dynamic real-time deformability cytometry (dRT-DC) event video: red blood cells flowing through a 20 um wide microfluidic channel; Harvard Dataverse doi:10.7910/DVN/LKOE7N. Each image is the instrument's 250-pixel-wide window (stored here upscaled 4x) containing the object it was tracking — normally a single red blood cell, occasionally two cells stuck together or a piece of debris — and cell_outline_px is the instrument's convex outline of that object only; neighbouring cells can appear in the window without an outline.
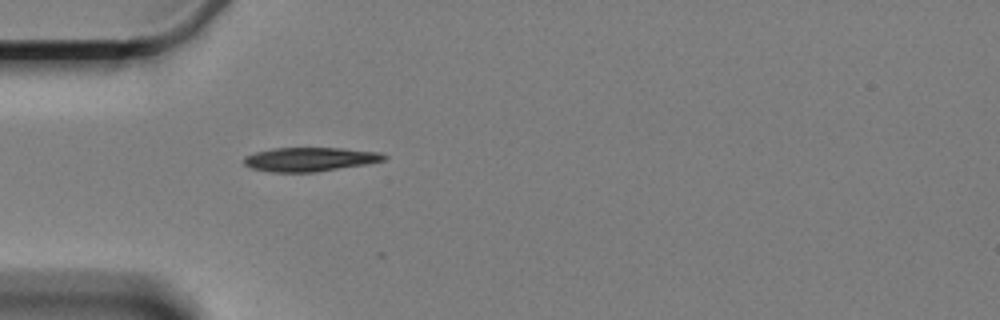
{"species": "Egyptian fruit bat (a non-hibernating species)", "species_latin": "Rousettus aegyptiacus", "temperature_condition": "cold", "stored_images_in_passage": 1, "camera_frame_rate_fps": 3000, "um_per_image_px": 0.085, "animal": {"sex": "female"}, "frame": {"image": 1, "passage_image": 1, "time_ms": 0.0, "image_size_px": [1000, 320], "cell_outline_px": [[388, 156], [384, 160], [364, 164], [316, 172], [272, 172], [252, 168], [244, 164], [244, 156], [256, 152], [272, 148], [340, 148], [380, 152]], "centroid_in_image_um": [26.32, 13.54], "position_along_channel_um": 58.7, "area_um2": 19.42}}